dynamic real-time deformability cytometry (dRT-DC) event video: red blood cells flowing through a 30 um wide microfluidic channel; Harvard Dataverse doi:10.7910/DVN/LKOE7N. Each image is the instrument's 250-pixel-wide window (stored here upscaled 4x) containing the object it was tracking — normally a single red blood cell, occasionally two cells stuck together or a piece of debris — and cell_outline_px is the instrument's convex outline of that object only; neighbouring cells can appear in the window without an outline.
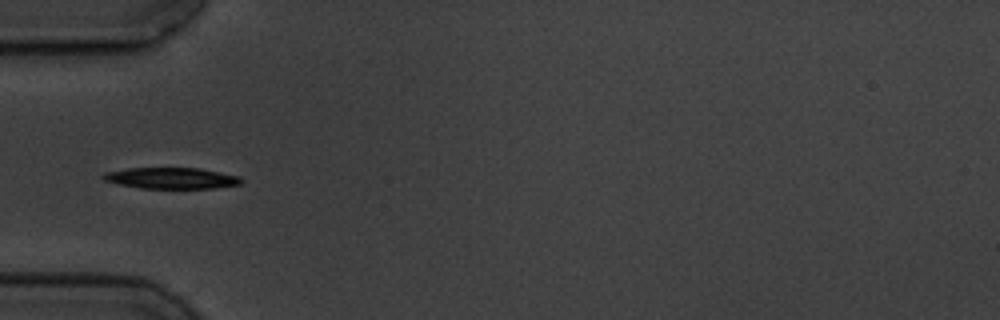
{"species": "common noctule bat (a hibernating species)", "species_latin": "Nyctalus noctula", "temperature_condition": "cold", "stored_images_in_passage": 7, "camera_frame_rate_fps": 3000, "um_per_image_px": 0.085, "animal": {"sex": "male", "body_mass_g": 19.5, "forearm_length_mm": 54.6}, "frame": {"image": 1, "passage_image": 6, "time_ms": 5.667, "image_size_px": [1000, 320], "cell_outline_px": [[244, 180], [240, 184], [216, 188], [140, 188], [120, 184], [104, 180], [100, 176], [104, 172], [128, 168], [200, 168], [240, 176]], "centroid_in_image_um": [14.58, 15.14], "position_along_channel_um": 70.4, "area_um2": 17.05}}
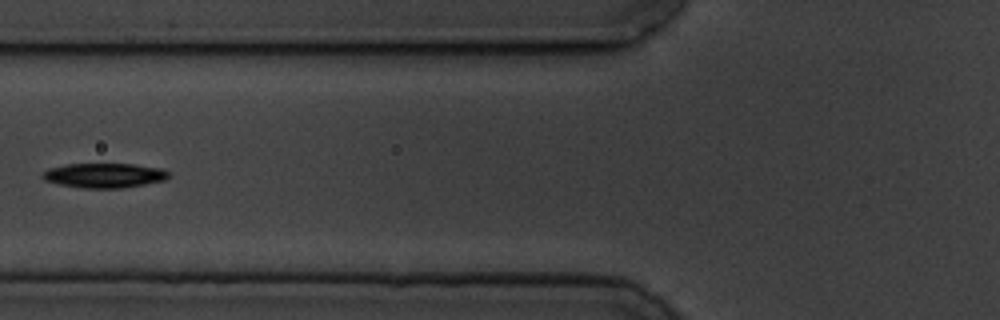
{"frame": {"image": 2, "passage_image": 7, "time_ms": 7.0, "image_size_px": [1000, 320], "cell_outline_px": [[168, 176], [164, 180], [144, 184], [120, 188], [80, 188], [60, 184], [44, 180], [40, 176], [48, 168], [64, 164], [132, 164], [164, 168], [168, 172]], "centroid_in_image_um": [8.83, 14.9], "position_along_channel_um": 117.0, "area_um2": 18.09}}